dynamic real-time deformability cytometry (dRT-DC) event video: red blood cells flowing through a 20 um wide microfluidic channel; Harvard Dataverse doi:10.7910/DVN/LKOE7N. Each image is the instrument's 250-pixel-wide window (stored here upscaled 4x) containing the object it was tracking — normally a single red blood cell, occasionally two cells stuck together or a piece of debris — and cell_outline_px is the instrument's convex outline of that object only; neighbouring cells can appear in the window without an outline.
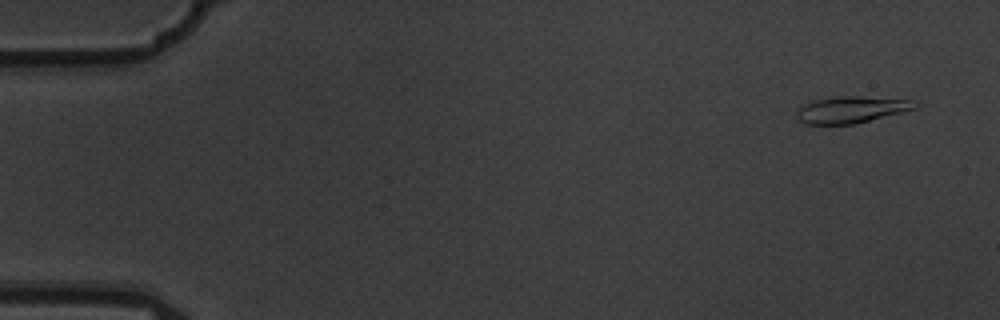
{"species": "common noctule bat (a hibernating species)", "species_latin": "Nyctalus noctula", "temperature_condition": "warm", "stored_images_in_passage": 4, "camera_frame_rate_fps": 3000, "um_per_image_px": 0.085, "animal": {"sex": "male", "body_mass_g": 19.5, "forearm_length_mm": 54.6}, "frame": {"image": 1, "passage_image": 1, "time_ms": 0.0, "image_size_px": [1000, 320], "cell_outline_px": [[920, 104], [916, 108], [904, 112], [856, 124], [804, 124], [796, 116], [796, 112], [800, 104], [808, 100], [836, 96], [860, 96], [916, 100]], "centroid_in_image_um": [72.35, 9.3], "position_along_channel_um": 12.7, "area_um2": 18.96}}